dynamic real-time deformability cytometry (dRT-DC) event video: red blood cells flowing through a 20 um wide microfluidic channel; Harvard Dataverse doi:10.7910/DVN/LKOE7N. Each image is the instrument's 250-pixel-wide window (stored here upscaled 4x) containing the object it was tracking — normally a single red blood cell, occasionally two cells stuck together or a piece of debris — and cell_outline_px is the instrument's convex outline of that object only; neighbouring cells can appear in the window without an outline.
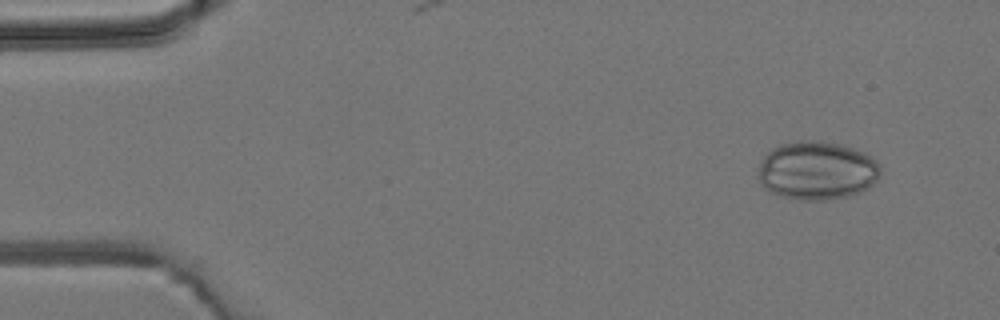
{"species": "common noctule bat (a hibernating species)", "species_latin": "Nyctalus noctula", "temperature_condition": "room temperature", "stored_images_in_passage": 6, "camera_frame_rate_fps": 3000, "um_per_image_px": 0.085, "animal": {"sex": "male", "body_mass_g": 19.2, "forearm_length_mm": 51.8}, "frame": {"image": 1, "passage_image": 2, "time_ms": 1.0, "image_size_px": [1000, 320], "cell_outline_px": [[880, 176], [868, 188], [860, 192], [848, 196], [824, 200], [800, 200], [780, 196], [764, 188], [760, 180], [760, 164], [764, 156], [772, 148], [796, 140], [820, 140], [840, 144], [864, 152], [872, 156], [876, 160], [880, 168]], "centroid_in_image_um": [69.47, 14.49], "position_along_channel_um": 15.5, "area_um2": 41.67}}
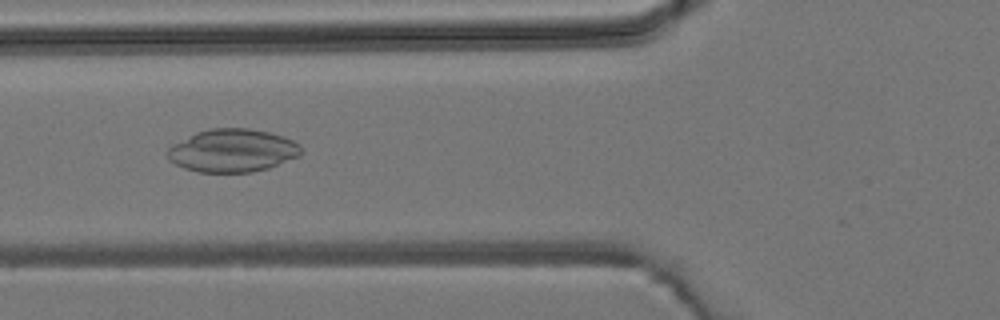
{"frame": {"image": 2, "passage_image": 6, "time_ms": 5.667, "image_size_px": [1000, 320], "cell_outline_px": [[300, 156], [268, 168], [252, 172], [196, 172], [184, 168], [168, 160], [168, 148], [172, 144], [196, 132], [212, 128], [248, 128], [268, 132], [292, 140], [300, 144]], "centroid_in_image_um": [19.74, 12.8], "position_along_channel_um": 106.1, "area_um2": 33.35}}